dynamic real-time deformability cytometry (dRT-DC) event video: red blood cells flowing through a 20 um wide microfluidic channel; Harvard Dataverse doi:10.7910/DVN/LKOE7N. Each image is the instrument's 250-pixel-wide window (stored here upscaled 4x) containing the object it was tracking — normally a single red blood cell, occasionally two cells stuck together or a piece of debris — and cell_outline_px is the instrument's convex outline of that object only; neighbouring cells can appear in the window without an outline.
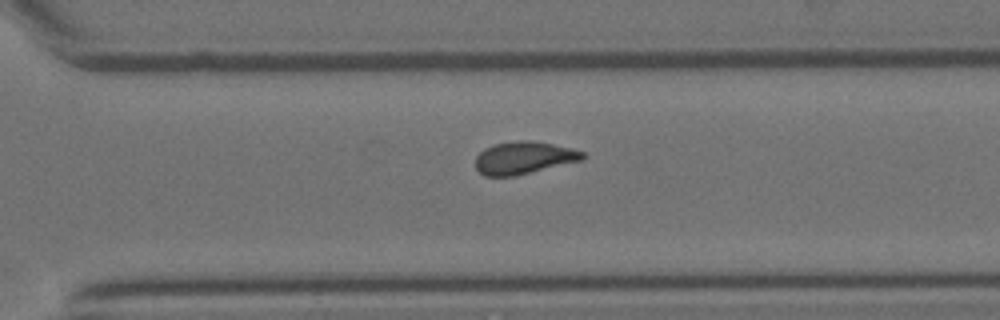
{"species": "Egyptian fruit bat (a non-hibernating species)", "species_latin": "Rousettus aegyptiacus", "temperature_condition": "room temperature", "stored_images_in_passage": 27, "camera_frame_rate_fps": 3000, "um_per_image_px": 0.085, "animal": {"sex": "female"}, "frame": {"image": 1, "passage_image": 23, "time_ms": 7.333, "image_size_px": [1000, 320], "cell_outline_px": [[588, 156], [584, 160], [512, 176], [484, 176], [476, 168], [476, 156], [484, 148], [496, 144], [516, 140], [532, 140], [552, 144], [584, 152]], "centroid_in_image_um": [44.54, 13.41], "position_along_channel_um": 326.1, "area_um2": 20.17}}